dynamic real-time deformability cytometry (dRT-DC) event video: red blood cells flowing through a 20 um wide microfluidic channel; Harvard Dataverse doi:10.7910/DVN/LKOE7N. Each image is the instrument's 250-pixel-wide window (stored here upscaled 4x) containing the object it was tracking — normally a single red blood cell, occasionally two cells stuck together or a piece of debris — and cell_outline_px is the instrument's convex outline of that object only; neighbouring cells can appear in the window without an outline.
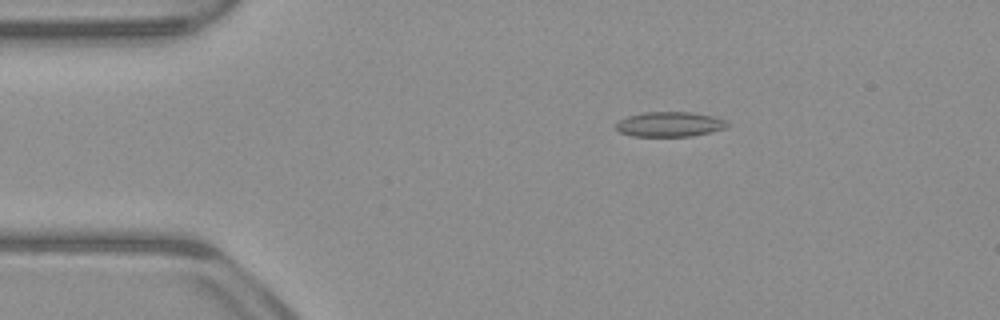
{"species": "common noctule bat (a hibernating species)", "species_latin": "Nyctalus noctula", "temperature_condition": "warm", "stored_images_in_passage": 52, "camera_frame_rate_fps": 3000, "um_per_image_px": 0.085, "animal": {"sex": "male", "body_mass_g": 23.1, "forearm_length_mm": 52.7}, "frame": {"image": 1, "passage_image": 9, "time_ms": 2.667, "image_size_px": [1000, 320], "cell_outline_px": [[728, 124], [724, 128], [692, 136], [632, 136], [620, 132], [616, 128], [616, 124], [620, 120], [628, 116], [644, 112], [688, 112], [712, 116], [724, 120]], "centroid_in_image_um": [56.87, 10.56], "position_along_channel_um": 28.1, "area_um2": 15.84}}
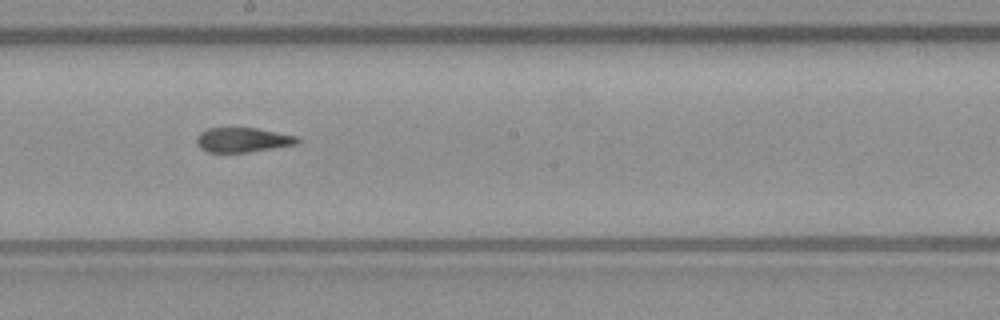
{"frame": {"image": 2, "passage_image": 28, "time_ms": 9.0, "image_size_px": [1000, 320], "cell_outline_px": [[300, 140], [296, 144], [248, 152], [208, 152], [200, 148], [196, 144], [196, 136], [200, 132], [208, 128], [256, 128], [296, 136]], "centroid_in_image_um": [20.57, 11.89], "position_along_channel_um": 227.6, "area_um2": 14.33}}
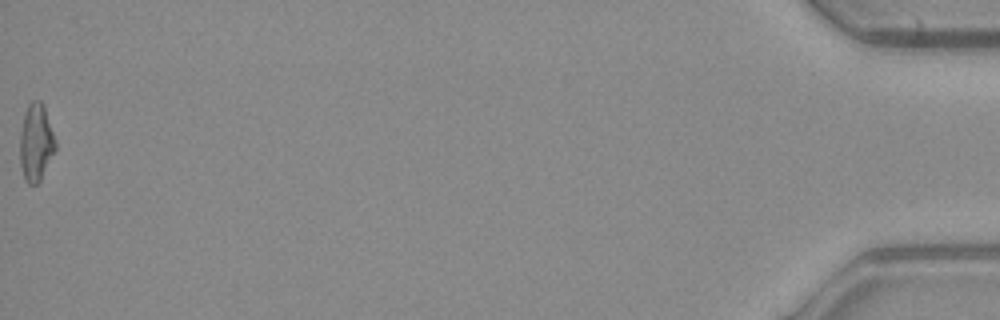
{"frame": {"image": 3, "passage_image": 52, "time_ms": 17.0, "image_size_px": [1000, 320], "cell_outline_px": [[56, 148], [40, 180], [36, 184], [28, 184], [24, 180], [20, 164], [20, 132], [24, 112], [28, 104], [32, 100], [40, 100], [44, 104], [56, 140]], "centroid_in_image_um": [3.05, 12.08], "position_along_channel_um": 432.1, "area_um2": 16.18}, "authors_computed_cell_mechanics": {"area_um2": 15.4904, "velocity_mm_per_s": 3.9709, "shape_relaxation_time_tau1_ms": null, "shape_relaxation_time_tau2_ms": 2.7991, "deformation_change_tau1": null, "deformation_change_tau2": 0.1008}}